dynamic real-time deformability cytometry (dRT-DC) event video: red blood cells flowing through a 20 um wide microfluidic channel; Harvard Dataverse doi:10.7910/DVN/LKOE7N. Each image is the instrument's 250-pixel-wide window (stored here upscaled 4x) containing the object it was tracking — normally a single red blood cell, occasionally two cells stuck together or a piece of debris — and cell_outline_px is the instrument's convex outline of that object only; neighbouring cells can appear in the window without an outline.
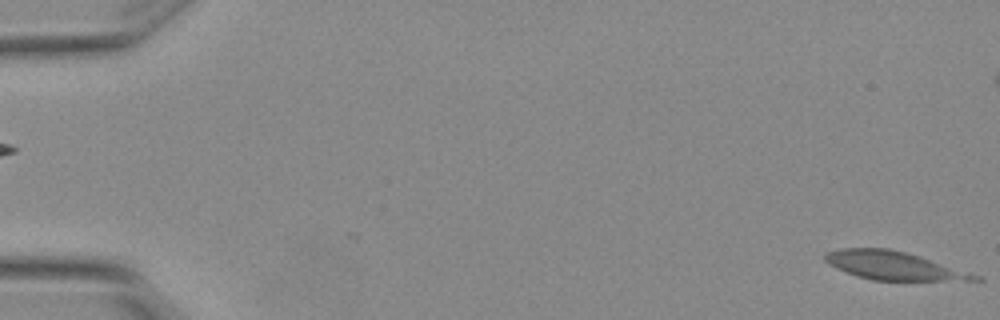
{"species": "Egyptian fruit bat (a non-hibernating species)", "species_latin": "Rousettus aegyptiacus", "temperature_condition": "warm", "stored_images_in_passage": 7, "camera_frame_rate_fps": 3000, "um_per_image_px": 0.085, "animal": {"sex": "female"}, "frame": {"image": 1, "passage_image": 1, "time_ms": 0.0, "image_size_px": [1000, 320], "cell_outline_px": [[984, 280], [872, 280], [836, 268], [824, 260], [824, 252], [840, 248], [888, 248], [920, 256], [984, 276]], "centroid_in_image_um": [75.99, 22.57], "position_along_channel_um": 9.0, "area_um2": 24.57}}